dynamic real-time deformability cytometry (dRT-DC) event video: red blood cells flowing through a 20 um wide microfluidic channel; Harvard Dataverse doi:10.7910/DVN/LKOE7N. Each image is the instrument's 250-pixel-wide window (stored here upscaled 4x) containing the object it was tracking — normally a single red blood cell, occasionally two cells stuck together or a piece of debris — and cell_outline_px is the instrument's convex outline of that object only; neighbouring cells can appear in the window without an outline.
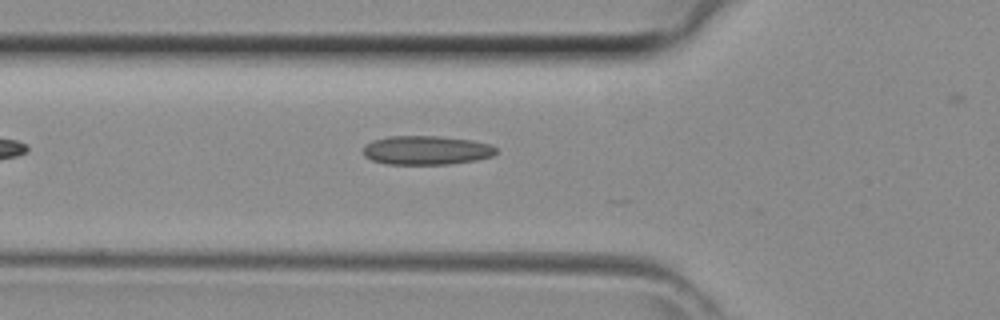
{"species": "common noctule bat (a hibernating species)", "species_latin": "Nyctalus noctula", "temperature_condition": "room temperature", "stored_images_in_passage": 5, "camera_frame_rate_fps": 3000, "um_per_image_px": 0.085, "animal": {"sex": "female", "body_mass_g": 29.2, "forearm_length_mm": 56.3}, "frame": {"image": 1, "passage_image": 2, "time_ms": 0.333, "image_size_px": [1000, 320], "cell_outline_px": [[496, 152], [492, 156], [476, 160], [448, 164], [384, 164], [372, 160], [364, 156], [364, 148], [372, 140], [388, 136], [440, 136], [472, 140], [492, 144], [496, 148]], "centroid_in_image_um": [36.25, 12.77], "position_along_channel_um": 89.5, "area_um2": 22.48}}